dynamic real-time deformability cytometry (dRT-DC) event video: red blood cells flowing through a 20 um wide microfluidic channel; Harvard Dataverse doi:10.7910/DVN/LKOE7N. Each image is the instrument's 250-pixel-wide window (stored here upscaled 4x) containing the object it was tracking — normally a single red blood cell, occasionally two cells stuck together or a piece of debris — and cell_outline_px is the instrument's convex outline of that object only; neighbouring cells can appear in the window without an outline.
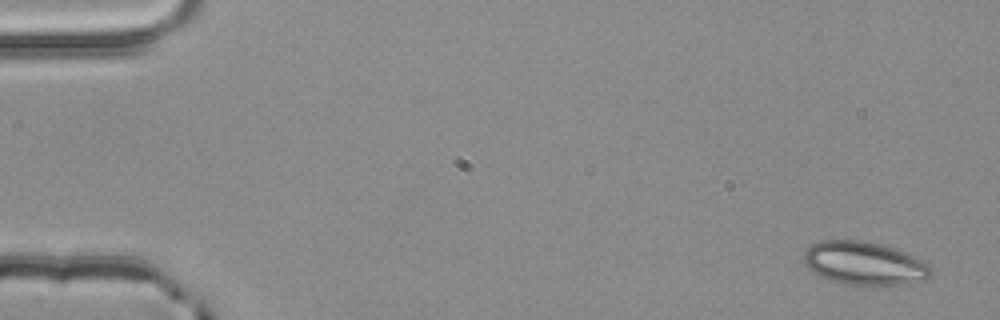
{"species": "common noctule bat (a hibernating species)", "species_latin": "Nyctalus noctula", "temperature_condition": "room temperature", "stored_images_in_passage": 4, "camera_frame_rate_fps": 3000, "um_per_image_px": 0.085, "animal": {"sex": "male", "body_mass_g": 20.4}, "frame": {"image": 1, "passage_image": 1, "time_ms": 0.0, "image_size_px": [1000, 320], "cell_outline_px": [[932, 272], [924, 280], [900, 284], [840, 284], [828, 280], [820, 276], [808, 268], [804, 260], [804, 252], [812, 244], [820, 240], [860, 240], [892, 248], [916, 256], [928, 264], [932, 268]], "centroid_in_image_um": [73.44, 22.38], "position_along_channel_um": 11.6, "area_um2": 31.67}}